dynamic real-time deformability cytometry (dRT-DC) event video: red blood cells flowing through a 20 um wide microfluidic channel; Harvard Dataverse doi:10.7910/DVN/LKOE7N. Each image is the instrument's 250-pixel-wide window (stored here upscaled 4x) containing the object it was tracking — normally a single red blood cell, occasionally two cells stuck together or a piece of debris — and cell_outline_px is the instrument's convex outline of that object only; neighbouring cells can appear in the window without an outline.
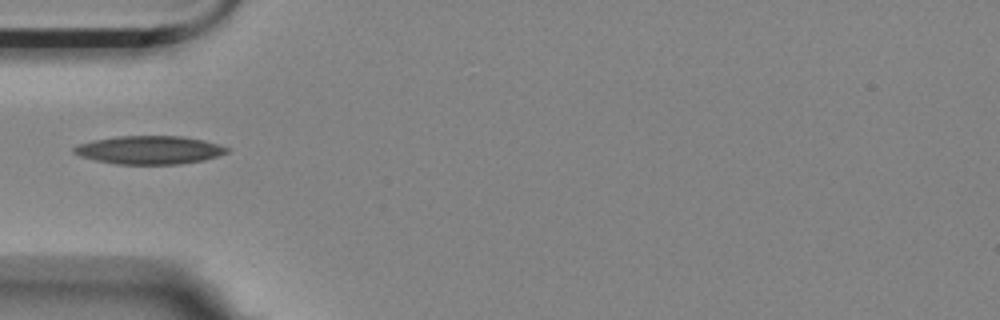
{"species": "Egyptian fruit bat (a non-hibernating species)", "species_latin": "Rousettus aegyptiacus", "temperature_condition": "room temperature", "stored_images_in_passage": 1, "camera_frame_rate_fps": 3000, "um_per_image_px": 0.085, "animal": {"sex": "female"}, "frame": {"image": 1, "passage_image": 1, "time_ms": 0.0, "image_size_px": [1000, 320], "cell_outline_px": [[228, 152], [204, 160], [180, 164], [116, 164], [96, 160], [80, 156], [72, 152], [72, 148], [76, 144], [92, 140], [116, 136], [180, 136], [204, 140], [228, 148]], "centroid_in_image_um": [12.63, 12.74], "position_along_channel_um": 72.4, "area_um2": 25.2}}